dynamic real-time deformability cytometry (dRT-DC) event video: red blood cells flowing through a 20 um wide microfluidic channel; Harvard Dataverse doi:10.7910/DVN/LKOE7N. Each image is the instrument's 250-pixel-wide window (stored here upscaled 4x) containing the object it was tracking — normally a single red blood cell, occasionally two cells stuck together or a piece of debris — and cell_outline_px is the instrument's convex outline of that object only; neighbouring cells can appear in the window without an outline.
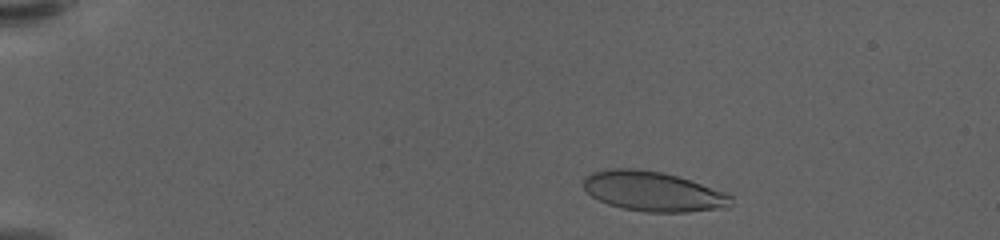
{"species": "human", "species_latin": "Homo sapiens", "temperature_condition": "warm", "stored_images_in_passage": 55, "camera_frame_rate_fps": 3000, "um_per_image_px": 0.085, "donor": {"sex": "female"}, "frame": {"image": 1, "passage_image": 6, "time_ms": 1.667, "image_size_px": [1000, 240], "cell_outline_px": [[732, 204], [728, 208], [688, 212], [644, 212], [624, 208], [608, 204], [592, 196], [584, 188], [584, 176], [592, 172], [608, 168], [636, 168], [660, 172], [676, 176], [728, 192], [732, 196]], "centroid_in_image_um": [55.54, 16.27], "position_along_channel_um": 29.5, "area_um2": 34.39}}
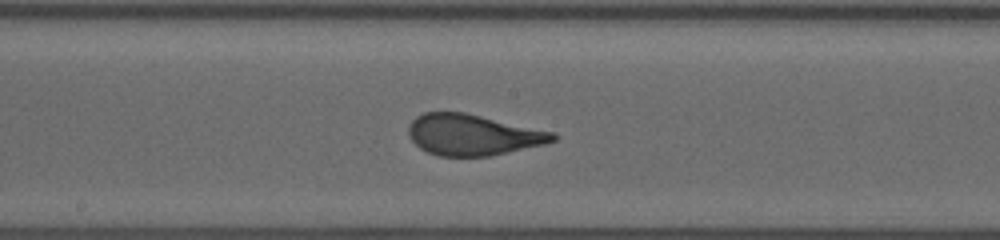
{"frame": {"image": 2, "passage_image": 29, "time_ms": 9.333, "image_size_px": [1000, 240], "cell_outline_px": [[560, 136], [556, 140], [544, 144], [492, 156], [440, 156], [428, 152], [420, 148], [408, 136], [408, 124], [416, 116], [424, 112], [464, 112], [556, 132]], "centroid_in_image_um": [40.21, 11.45], "position_along_channel_um": 208.0, "area_um2": 34.74}}
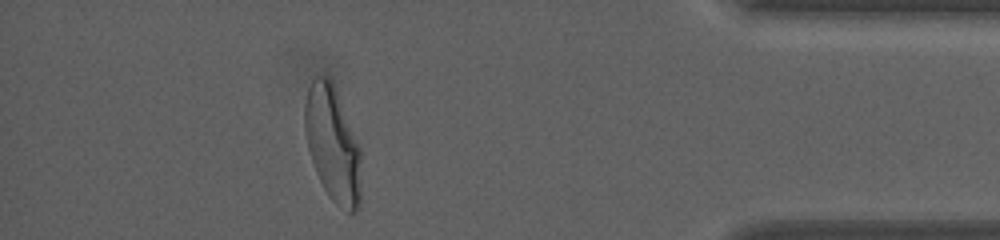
{"frame": {"image": 3, "passage_image": 49, "time_ms": 16.0, "image_size_px": [1000, 240], "cell_outline_px": [[360, 204], [356, 212], [348, 212], [336, 204], [328, 196], [316, 172], [308, 148], [304, 128], [304, 104], [308, 88], [312, 80], [316, 76], [328, 76], [332, 80], [360, 144]], "centroid_in_image_um": [28.28, 12.22], "position_along_channel_um": 406.9, "area_um2": 38.09}, "authors_computed_cell_mechanics": {"area_um2": 34.5644, "velocity_mm_per_s": 3.5237, "shape_relaxation_time_tau1_ms": 6.4129, "shape_relaxation_time_tau2_ms": null, "deformation_change_tau1": 0.2454, "deformation_change_tau2": null}}